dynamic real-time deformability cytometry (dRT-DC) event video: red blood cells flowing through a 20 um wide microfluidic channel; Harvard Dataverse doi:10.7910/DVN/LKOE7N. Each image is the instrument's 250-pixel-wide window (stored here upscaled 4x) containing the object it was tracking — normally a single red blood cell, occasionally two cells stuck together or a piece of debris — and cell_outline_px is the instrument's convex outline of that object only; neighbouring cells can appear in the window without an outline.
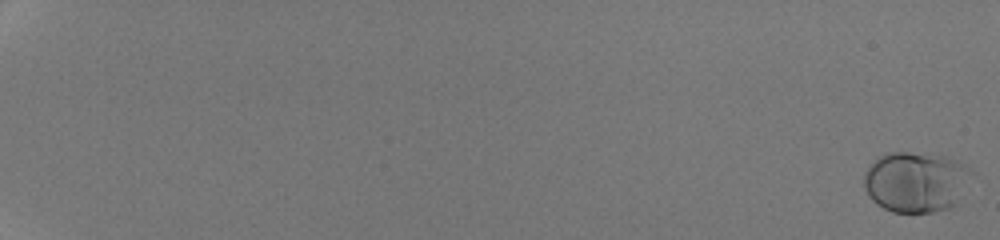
{"species": "human", "species_latin": "Homo sapiens", "temperature_condition": "room temperature", "stored_images_in_passage": 54, "camera_frame_rate_fps": 3000, "um_per_image_px": 0.085, "donor": {"sex": "male"}, "frame": {"image": 1, "passage_image": 1, "time_ms": 0.0, "image_size_px": [1000, 240], "cell_outline_px": [[972, 172], [956, 204], [952, 208], [932, 212], [892, 212], [876, 204], [868, 196], [864, 188], [864, 172], [880, 156], [888, 152], [908, 152], [944, 156], [964, 164]], "centroid_in_image_um": [77.82, 15.47], "position_along_channel_um": 7.2, "area_um2": 37.74}}
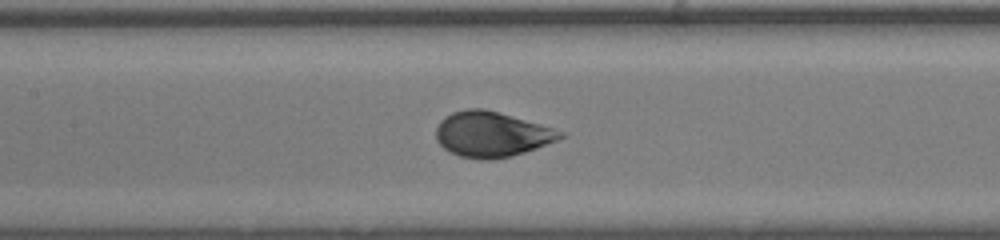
{"frame": {"image": 2, "passage_image": 31, "time_ms": 10.0, "image_size_px": [1000, 240], "cell_outline_px": [[568, 136], [536, 148], [512, 156], [492, 160], [484, 160], [460, 156], [448, 152], [436, 140], [436, 128], [440, 120], [444, 116], [452, 112], [468, 108], [484, 108], [540, 124], [564, 132]], "centroid_in_image_um": [41.77, 11.42], "position_along_channel_um": 165.6, "area_um2": 32.89}}
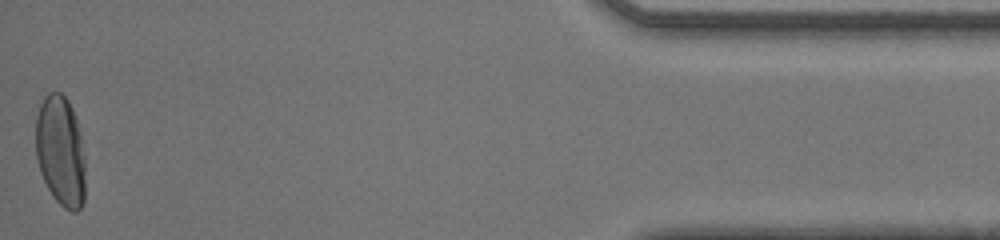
{"frame": {"image": 3, "passage_image": 54, "time_ms": 17.667, "image_size_px": [1000, 240], "cell_outline_px": [[84, 200], [80, 208], [76, 212], [72, 212], [64, 208], [52, 196], [40, 172], [36, 156], [36, 116], [40, 104], [44, 96], [48, 92], [60, 92], [68, 100], [72, 108], [76, 120], [80, 136], [84, 156]], "centroid_in_image_um": [5.13, 12.84], "position_along_channel_um": 430.1, "area_um2": 31.91}, "authors_computed_cell_mechanics": {"area_um2": 31.9345, "velocity_mm_per_s": 4.268, "shape_relaxation_time_tau1_ms": 3.7403, "shape_relaxation_time_tau2_ms": null, "deformation_change_tau1": 0.1686, "deformation_change_tau2": null}}